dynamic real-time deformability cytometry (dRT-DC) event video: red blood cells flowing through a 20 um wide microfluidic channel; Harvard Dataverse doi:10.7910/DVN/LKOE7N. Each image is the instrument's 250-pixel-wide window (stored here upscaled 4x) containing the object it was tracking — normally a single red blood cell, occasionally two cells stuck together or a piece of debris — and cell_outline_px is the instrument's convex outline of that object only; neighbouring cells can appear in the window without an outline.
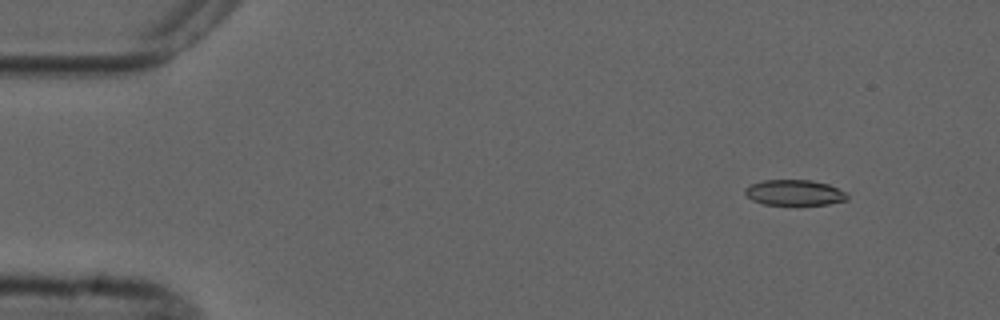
{"species": "common noctule bat (a hibernating species)", "species_latin": "Nyctalus noctula", "temperature_condition": "cold", "stored_images_in_passage": 5, "camera_frame_rate_fps": 3000, "um_per_image_px": 0.085, "animal": {"sex": "male", "forearm_length_mm": 52.5}, "frame": {"image": 1, "passage_image": 2, "time_ms": 1.333, "image_size_px": [1000, 320], "cell_outline_px": [[848, 200], [828, 204], [764, 204], [752, 200], [744, 192], [744, 188], [752, 184], [764, 180], [812, 180], [828, 184], [848, 192]], "centroid_in_image_um": [67.57, 16.36], "position_along_channel_um": 17.4, "area_um2": 15.2}}
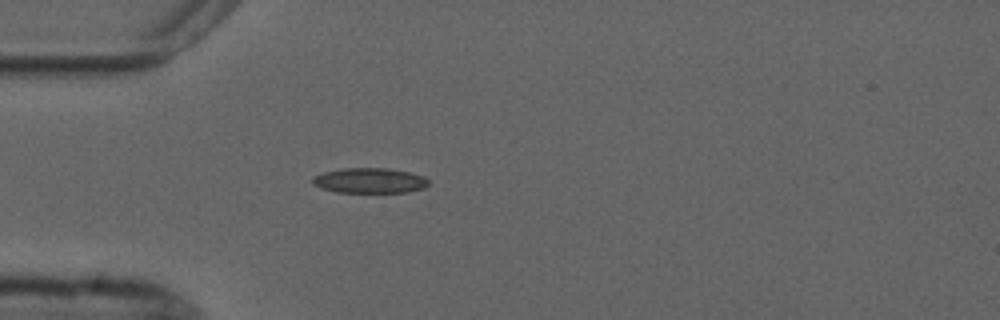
{"frame": {"image": 2, "passage_image": 5, "time_ms": 4.667, "image_size_px": [1000, 320], "cell_outline_px": [[428, 184], [424, 188], [408, 192], [336, 192], [320, 188], [312, 184], [312, 176], [324, 172], [344, 168], [388, 168], [412, 172], [424, 176], [428, 180]], "centroid_in_image_um": [31.42, 15.34], "position_along_channel_um": 53.6, "area_um2": 17.17}}